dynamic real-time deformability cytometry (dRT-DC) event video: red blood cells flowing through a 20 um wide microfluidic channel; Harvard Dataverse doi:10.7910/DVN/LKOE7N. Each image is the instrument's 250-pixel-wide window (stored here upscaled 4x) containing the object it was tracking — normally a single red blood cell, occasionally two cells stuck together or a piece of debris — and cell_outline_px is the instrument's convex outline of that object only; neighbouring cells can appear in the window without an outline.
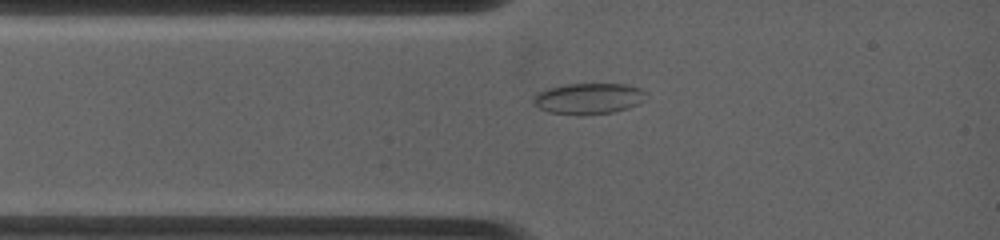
{"species": "common noctule bat (a hibernating species)", "species_latin": "Nyctalus noctula", "temperature_condition": "warm", "stored_images_in_passage": 5, "camera_frame_rate_fps": 4500, "um_per_image_px": 0.085, "animal": {"sex": "female", "body_mass_g": 19.0, "forearm_length_mm": 53.3}, "frame": {"image": 1, "passage_image": 1, "time_ms": 0.0, "image_size_px": [1000, 240], "cell_outline_px": [[648, 92], [644, 100], [640, 104], [628, 108], [612, 112], [580, 116], [548, 112], [540, 108], [532, 100], [532, 96], [536, 92], [548, 88], [564, 84], [624, 84], [640, 88]], "centroid_in_image_um": [50.03, 8.38], "position_along_channel_um": 35.0, "area_um2": 20.69}}
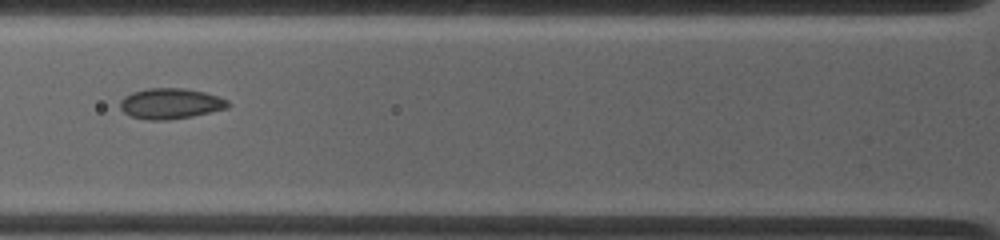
{"frame": {"image": 2, "passage_image": 3, "time_ms": 2.0, "image_size_px": [1000, 240], "cell_outline_px": [[232, 104], [228, 108], [212, 112], [192, 116], [168, 120], [148, 120], [132, 116], [124, 112], [120, 108], [120, 100], [124, 96], [132, 92], [148, 88], [184, 88], [204, 92], [228, 100]], "centroid_in_image_um": [14.51, 8.8], "position_along_channel_um": 111.3, "area_um2": 19.31}}
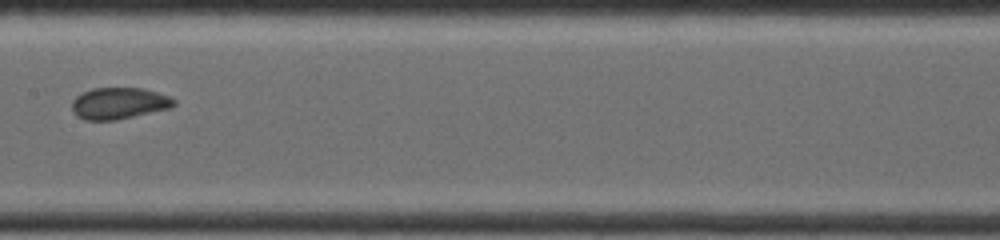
{"frame": {"image": 3, "passage_image": 5, "time_ms": 4.222, "image_size_px": [1000, 240], "cell_outline_px": [[176, 104], [168, 108], [116, 120], [84, 120], [76, 116], [72, 112], [72, 100], [76, 96], [92, 88], [144, 88], [168, 96], [176, 100]], "centroid_in_image_um": [10.07, 8.78], "position_along_channel_um": 197.3, "area_um2": 18.67}}